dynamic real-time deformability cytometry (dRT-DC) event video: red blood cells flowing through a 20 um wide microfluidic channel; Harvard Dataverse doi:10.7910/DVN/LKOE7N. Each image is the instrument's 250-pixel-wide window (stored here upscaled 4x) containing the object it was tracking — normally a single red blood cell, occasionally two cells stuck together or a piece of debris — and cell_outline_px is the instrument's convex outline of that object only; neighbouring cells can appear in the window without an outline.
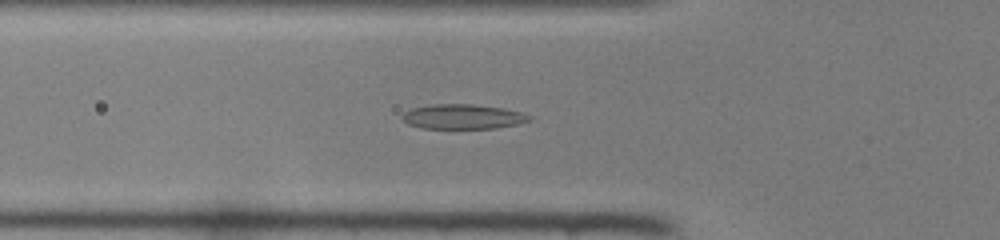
{"species": "common noctule bat (a hibernating species)", "species_latin": "Nyctalus noctula", "temperature_condition": "room temperature", "stored_images_in_passage": 38, "camera_frame_rate_fps": 3000, "um_per_image_px": 0.085, "animal": {"sex": "female", "body_mass_g": 22.0, "forearm_length_mm": 56.7}, "frame": {"image": 1, "passage_image": 8, "time_ms": 2.333, "image_size_px": [1000, 240], "cell_outline_px": [[532, 120], [516, 124], [496, 128], [420, 128], [408, 124], [400, 116], [404, 112], [412, 108], [432, 104], [472, 104], [504, 108], [520, 112], [532, 116]], "centroid_in_image_um": [39.33, 9.91], "position_along_channel_um": 86.5, "area_um2": 18.32}}
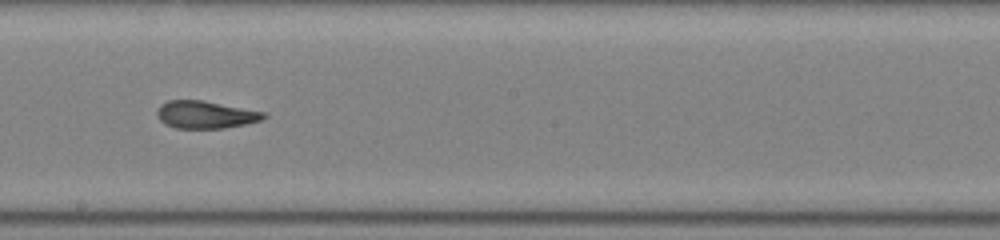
{"frame": {"image": 2, "passage_image": 18, "time_ms": 5.667, "image_size_px": [1000, 240], "cell_outline_px": [[268, 116], [260, 120], [248, 124], [224, 128], [176, 128], [164, 124], [160, 120], [156, 112], [160, 104], [168, 100], [204, 100], [268, 112]], "centroid_in_image_um": [17.51, 9.74], "position_along_channel_um": 230.7, "area_um2": 17.4}}
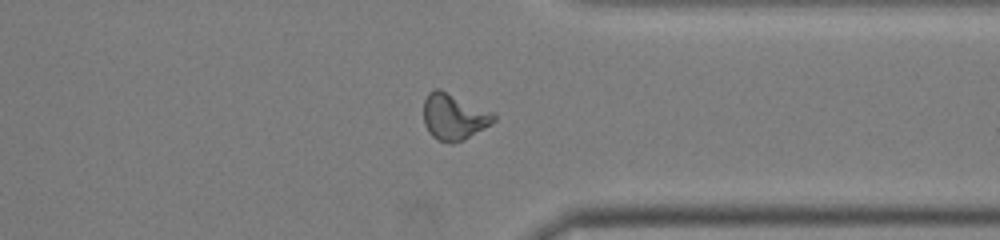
{"frame": {"image": 3, "passage_image": 28, "time_ms": 9.0, "image_size_px": [1000, 240], "cell_outline_px": [[496, 120], [492, 124], [464, 140], [452, 144], [436, 140], [428, 132], [424, 124], [424, 100], [428, 92], [436, 88], [440, 88], [492, 112], [496, 116]], "centroid_in_image_um": [38.57, 9.94], "position_along_channel_um": 372.8, "area_um2": 19.13}}